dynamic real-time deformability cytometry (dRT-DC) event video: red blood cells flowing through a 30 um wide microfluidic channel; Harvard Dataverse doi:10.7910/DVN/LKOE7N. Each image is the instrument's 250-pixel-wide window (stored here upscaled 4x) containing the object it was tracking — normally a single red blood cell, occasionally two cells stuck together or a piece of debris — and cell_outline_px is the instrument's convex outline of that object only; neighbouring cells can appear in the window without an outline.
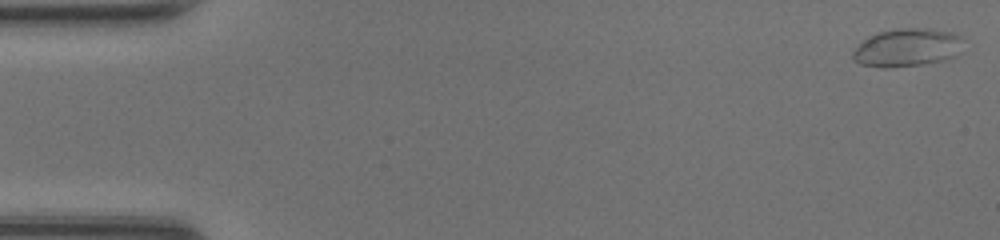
{"species": "common noctule bat (a hibernating species)", "species_latin": "Nyctalus noctula", "temperature_condition": "room temperature", "stored_images_in_passage": 47, "camera_frame_rate_fps": 3000, "um_per_image_px": 0.085, "animal": {"sex": "female", "body_mass_g": 20.0, "forearm_length_mm": 54.0}, "frame": {"image": 1, "passage_image": 1, "time_ms": 0.0, "image_size_px": [1000, 240], "cell_outline_px": [[964, 52], [956, 56], [944, 60], [920, 64], [884, 68], [860, 64], [852, 60], [852, 52], [868, 36], [892, 28], [932, 28], [952, 32], [960, 36]], "centroid_in_image_um": [77.14, 4.03], "position_along_channel_um": 7.9, "area_um2": 24.8}}
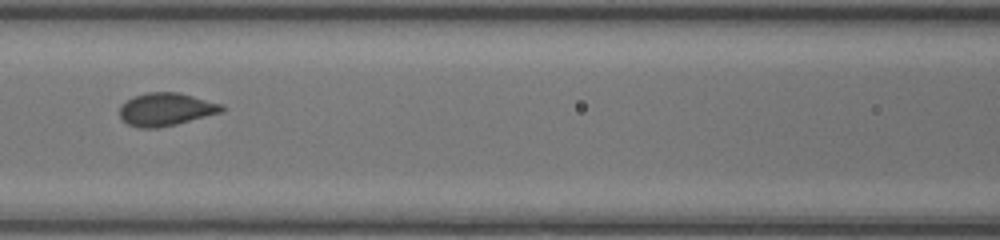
{"frame": {"image": 2, "passage_image": 21, "time_ms": 6.667, "image_size_px": [1000, 240], "cell_outline_px": [[228, 108], [224, 112], [176, 124], [156, 128], [140, 128], [128, 124], [120, 116], [120, 108], [132, 96], [148, 92], [180, 92], [224, 104]], "centroid_in_image_um": [14.19, 9.28], "position_along_channel_um": 152.4, "area_um2": 19.77}}
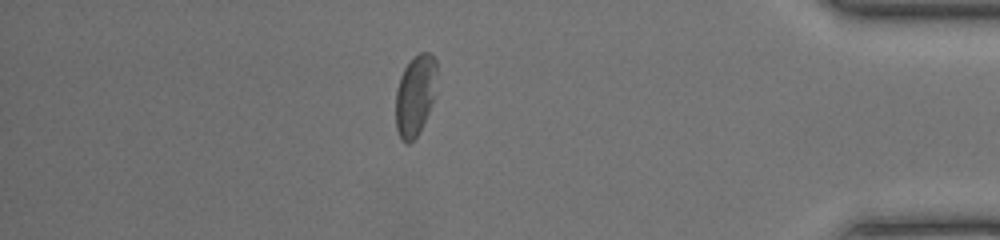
{"frame": {"image": 3, "passage_image": 41, "time_ms": 13.333, "image_size_px": [1000, 240], "cell_outline_px": [[436, 68], [432, 104], [416, 136], [408, 144], [400, 140], [396, 128], [396, 92], [400, 76], [404, 68], [420, 52], [428, 52], [436, 60]], "centroid_in_image_um": [35.26, 8.12], "position_along_channel_um": 399.9, "area_um2": 18.84}, "authors_computed_cell_mechanics": {"area_um2": 19.7676, "velocity_mm_per_s": 4.331, "shape_relaxation_time_tau1_ms": 2.5428, "shape_relaxation_time_tau2_ms": null, "deformation_change_tau1": 0.1164, "deformation_change_tau2": null}}